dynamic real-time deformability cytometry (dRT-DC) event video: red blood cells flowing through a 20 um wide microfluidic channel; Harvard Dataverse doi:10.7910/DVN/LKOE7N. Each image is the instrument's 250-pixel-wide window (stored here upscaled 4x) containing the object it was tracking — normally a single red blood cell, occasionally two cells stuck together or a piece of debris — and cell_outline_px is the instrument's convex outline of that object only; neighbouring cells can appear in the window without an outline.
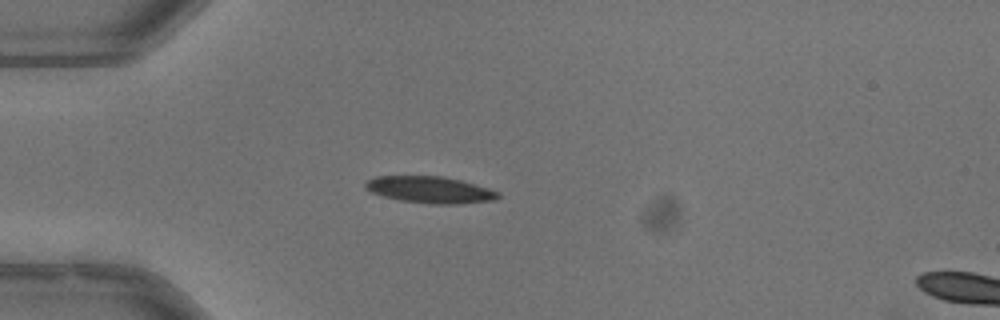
{"species": "common noctule bat (a hibernating species)", "species_latin": "Nyctalus noctula", "temperature_condition": "warm", "stored_images_in_passage": 22, "camera_frame_rate_fps": 3000, "um_per_image_px": 0.085, "animal": {"sex": "male", "body_mass_g": 13.3}, "frame": {"image": 1, "passage_image": 1, "time_ms": 0.0, "image_size_px": [1000, 320], "cell_outline_px": [[500, 196], [492, 200], [456, 204], [432, 204], [400, 200], [384, 196], [372, 192], [364, 184], [368, 180], [376, 176], [440, 176], [460, 180], [500, 192]], "centroid_in_image_um": [36.55, 16.13], "position_along_channel_um": 48.4, "area_um2": 20.23}}
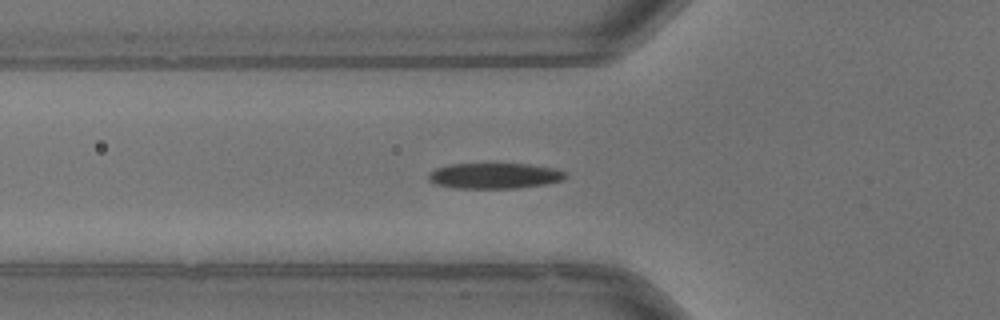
{"frame": {"image": 2, "passage_image": 5, "time_ms": 1.333, "image_size_px": [1000, 320], "cell_outline_px": [[564, 176], [560, 180], [544, 184], [516, 188], [456, 188], [436, 184], [428, 176], [436, 168], [448, 164], [528, 164], [552, 168], [564, 172]], "centroid_in_image_um": [42.0, 14.94], "position_along_channel_um": 83.8, "area_um2": 19.94}}
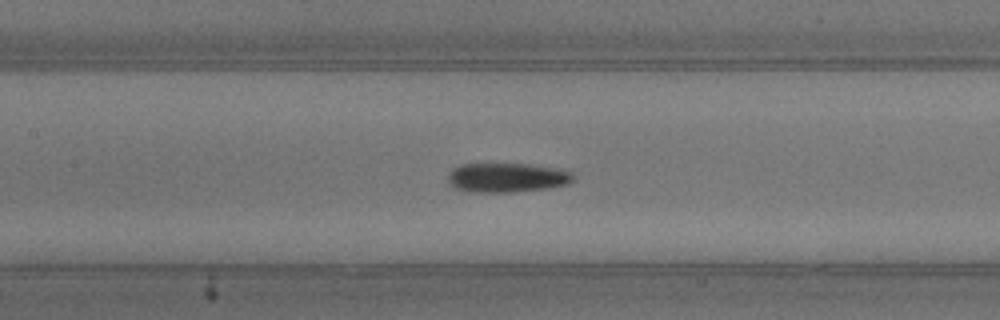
{"frame": {"image": 3, "passage_image": 11, "time_ms": 3.333, "image_size_px": [1000, 320], "cell_outline_px": [[572, 180], [568, 184], [548, 188], [512, 192], [472, 192], [452, 188], [448, 180], [448, 176], [460, 164], [524, 164], [548, 168], [568, 172], [572, 176]], "centroid_in_image_um": [43.0, 15.12], "position_along_channel_um": 164.4, "area_um2": 20.87}}